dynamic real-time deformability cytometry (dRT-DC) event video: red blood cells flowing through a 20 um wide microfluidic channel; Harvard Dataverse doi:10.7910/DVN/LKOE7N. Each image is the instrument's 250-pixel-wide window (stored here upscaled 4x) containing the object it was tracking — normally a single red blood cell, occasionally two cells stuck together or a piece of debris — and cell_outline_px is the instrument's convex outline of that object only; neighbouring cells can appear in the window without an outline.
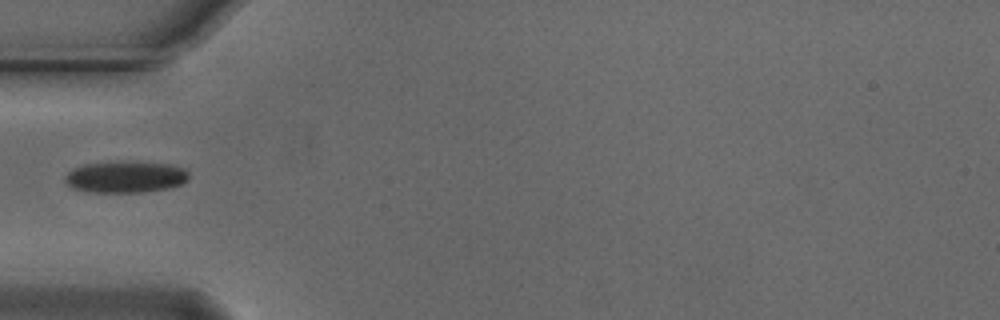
{"species": "Egyptian fruit bat (a non-hibernating species)", "species_latin": "Rousettus aegyptiacus", "temperature_condition": "cold", "stored_images_in_passage": 17, "camera_frame_rate_fps": 3000, "um_per_image_px": 0.085, "animal": {"sex": "male"}, "frame": {"image": 1, "passage_image": 1, "time_ms": 0.0, "image_size_px": [1000, 320], "cell_outline_px": [[188, 180], [184, 184], [168, 188], [144, 192], [88, 192], [72, 188], [64, 180], [64, 176], [72, 168], [84, 164], [120, 160], [172, 164], [184, 168], [188, 172]], "centroid_in_image_um": [10.67, 15.02], "position_along_channel_um": 74.3, "area_um2": 23.35}}
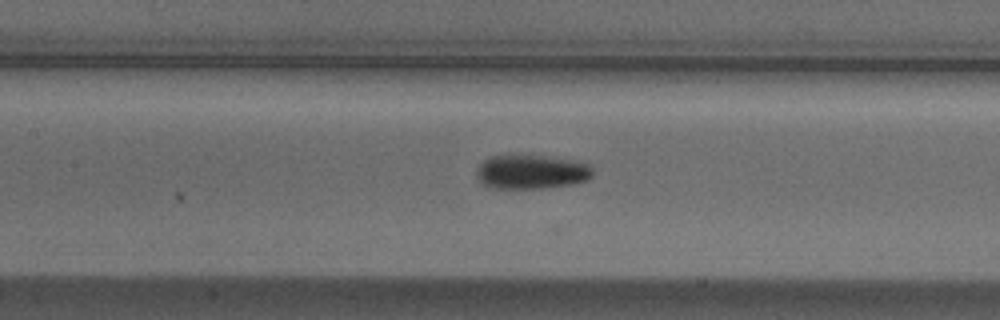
{"frame": {"image": 2, "passage_image": 8, "time_ms": 2.333, "image_size_px": [1000, 320], "cell_outline_px": [[592, 176], [588, 180], [572, 184], [544, 188], [488, 188], [476, 176], [476, 172], [480, 164], [484, 160], [492, 156], [540, 156], [584, 160], [592, 168]], "centroid_in_image_um": [45.22, 14.61], "position_along_channel_um": 162.2, "area_um2": 23.18}}
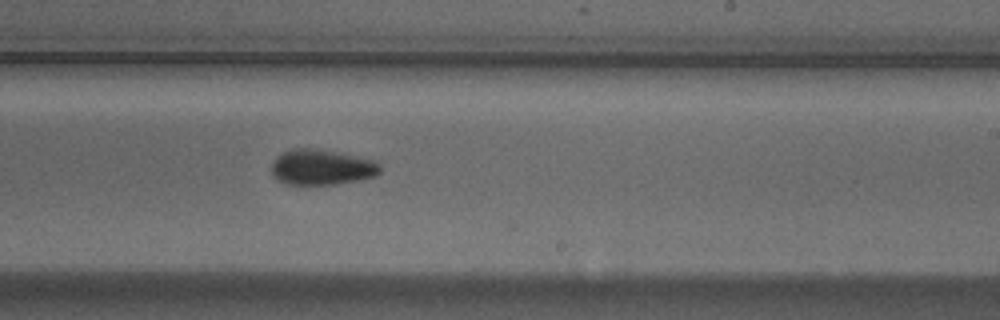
{"frame": {"image": 3, "passage_image": 16, "time_ms": 5.0, "image_size_px": [1000, 320], "cell_outline_px": [[380, 172], [376, 176], [360, 180], [336, 184], [284, 184], [276, 180], [272, 176], [272, 160], [280, 152], [292, 148], [316, 148], [340, 152], [376, 160], [380, 164]], "centroid_in_image_um": [27.32, 14.2], "position_along_channel_um": 261.7, "area_um2": 23.0}}